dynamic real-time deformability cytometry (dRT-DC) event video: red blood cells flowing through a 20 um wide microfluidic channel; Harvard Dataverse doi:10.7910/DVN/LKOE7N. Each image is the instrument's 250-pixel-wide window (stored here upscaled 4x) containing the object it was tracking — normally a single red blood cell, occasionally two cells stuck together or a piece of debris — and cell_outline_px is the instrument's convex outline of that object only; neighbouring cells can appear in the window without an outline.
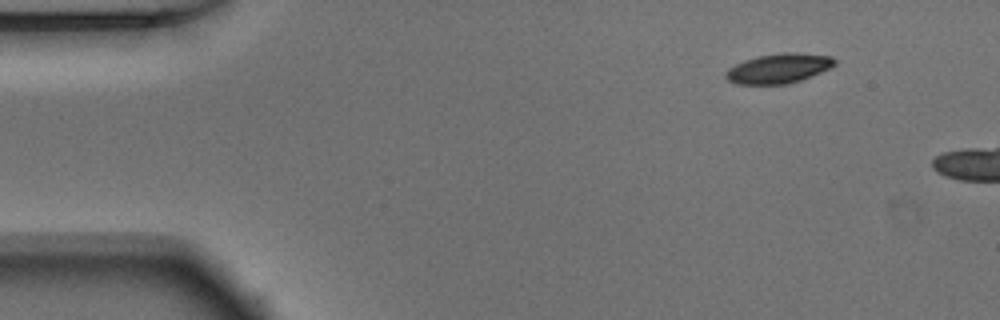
{"species": "Egyptian fruit bat (a non-hibernating species)", "species_latin": "Rousettus aegyptiacus", "temperature_condition": "warm", "stored_images_in_passage": 6, "camera_frame_rate_fps": 3000, "um_per_image_px": 0.085, "animal": {"sex": "male"}, "frame": {"image": 1, "passage_image": 1, "time_ms": 0.0, "image_size_px": [1000, 320], "cell_outline_px": [[836, 64], [820, 72], [800, 80], [788, 84], [736, 84], [728, 80], [724, 76], [724, 72], [728, 68], [744, 60], [756, 56], [784, 52], [796, 52], [832, 56], [836, 60]], "centroid_in_image_um": [66.16, 5.8], "position_along_channel_um": 18.8, "area_um2": 18.9}}